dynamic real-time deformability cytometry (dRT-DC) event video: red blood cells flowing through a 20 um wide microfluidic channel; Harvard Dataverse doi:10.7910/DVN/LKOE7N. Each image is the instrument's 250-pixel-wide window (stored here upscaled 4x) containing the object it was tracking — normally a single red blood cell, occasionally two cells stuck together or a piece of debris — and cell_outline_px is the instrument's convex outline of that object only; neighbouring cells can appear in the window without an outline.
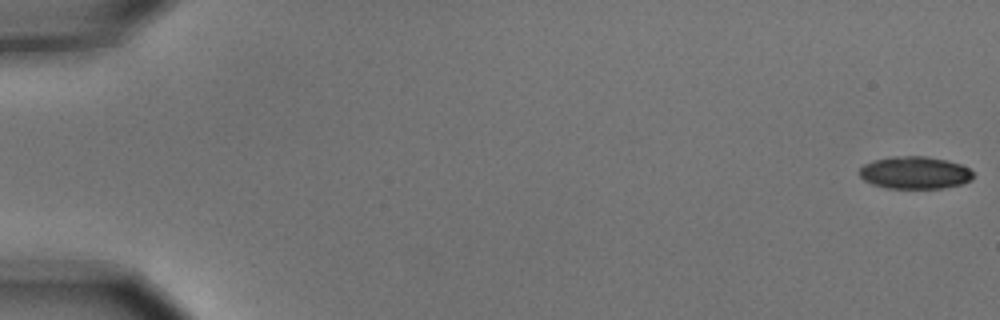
{"species": "common noctule bat (a hibernating species)", "species_latin": "Nyctalus noctula", "temperature_condition": "cold", "stored_images_in_passage": 4, "camera_frame_rate_fps": 3000, "um_per_image_px": 0.085, "animal": {"sex": "male", "body_mass_g": 15.6}, "frame": {"image": 1, "passage_image": 1, "time_ms": 0.0, "image_size_px": [1000, 320], "cell_outline_px": [[972, 180], [964, 184], [944, 188], [888, 188], [872, 184], [864, 180], [856, 172], [864, 164], [872, 160], [892, 156], [928, 156], [948, 160], [960, 164], [968, 168], [972, 172]], "centroid_in_image_um": [77.75, 14.67], "position_along_channel_um": 7.3, "area_um2": 21.79}}